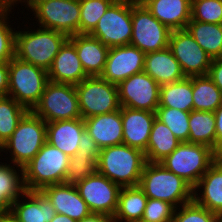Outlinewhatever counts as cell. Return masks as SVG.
Returning a JSON list of instances; mask_svg holds the SVG:
<instances>
[{
	"label": "cell",
	"instance_id": "e0dca14e",
	"mask_svg": "<svg viewBox=\"0 0 222 222\" xmlns=\"http://www.w3.org/2000/svg\"><path fill=\"white\" fill-rule=\"evenodd\" d=\"M41 192L49 199L55 212L80 221L92 214L78 189L71 184H55L44 187Z\"/></svg>",
	"mask_w": 222,
	"mask_h": 222
},
{
	"label": "cell",
	"instance_id": "484cf974",
	"mask_svg": "<svg viewBox=\"0 0 222 222\" xmlns=\"http://www.w3.org/2000/svg\"><path fill=\"white\" fill-rule=\"evenodd\" d=\"M10 164L0 162V222L9 218L12 203L26 191L23 168Z\"/></svg>",
	"mask_w": 222,
	"mask_h": 222
},
{
	"label": "cell",
	"instance_id": "836d02e7",
	"mask_svg": "<svg viewBox=\"0 0 222 222\" xmlns=\"http://www.w3.org/2000/svg\"><path fill=\"white\" fill-rule=\"evenodd\" d=\"M28 110L12 97H0V141L4 144Z\"/></svg>",
	"mask_w": 222,
	"mask_h": 222
},
{
	"label": "cell",
	"instance_id": "4fadbf2b",
	"mask_svg": "<svg viewBox=\"0 0 222 222\" xmlns=\"http://www.w3.org/2000/svg\"><path fill=\"white\" fill-rule=\"evenodd\" d=\"M168 48L179 62L185 77L208 75L213 59L186 29L171 31Z\"/></svg>",
	"mask_w": 222,
	"mask_h": 222
},
{
	"label": "cell",
	"instance_id": "3957f363",
	"mask_svg": "<svg viewBox=\"0 0 222 222\" xmlns=\"http://www.w3.org/2000/svg\"><path fill=\"white\" fill-rule=\"evenodd\" d=\"M139 187L148 198L159 199L175 208L193 200V188L159 162H147Z\"/></svg>",
	"mask_w": 222,
	"mask_h": 222
},
{
	"label": "cell",
	"instance_id": "7402d4cb",
	"mask_svg": "<svg viewBox=\"0 0 222 222\" xmlns=\"http://www.w3.org/2000/svg\"><path fill=\"white\" fill-rule=\"evenodd\" d=\"M193 200L216 214L222 212V161L219 158L193 188Z\"/></svg>",
	"mask_w": 222,
	"mask_h": 222
},
{
	"label": "cell",
	"instance_id": "4316f807",
	"mask_svg": "<svg viewBox=\"0 0 222 222\" xmlns=\"http://www.w3.org/2000/svg\"><path fill=\"white\" fill-rule=\"evenodd\" d=\"M144 72L160 86L185 78L179 62L169 48L145 53Z\"/></svg>",
	"mask_w": 222,
	"mask_h": 222
},
{
	"label": "cell",
	"instance_id": "74e56055",
	"mask_svg": "<svg viewBox=\"0 0 222 222\" xmlns=\"http://www.w3.org/2000/svg\"><path fill=\"white\" fill-rule=\"evenodd\" d=\"M14 8L0 4V62L10 61L15 56V28L9 22ZM10 16V17H8ZM8 19V20H7Z\"/></svg>",
	"mask_w": 222,
	"mask_h": 222
},
{
	"label": "cell",
	"instance_id": "f35d334b",
	"mask_svg": "<svg viewBox=\"0 0 222 222\" xmlns=\"http://www.w3.org/2000/svg\"><path fill=\"white\" fill-rule=\"evenodd\" d=\"M191 20L222 24V0H191Z\"/></svg>",
	"mask_w": 222,
	"mask_h": 222
},
{
	"label": "cell",
	"instance_id": "9a60e30c",
	"mask_svg": "<svg viewBox=\"0 0 222 222\" xmlns=\"http://www.w3.org/2000/svg\"><path fill=\"white\" fill-rule=\"evenodd\" d=\"M117 88L122 107L156 112L160 85L144 71L120 82Z\"/></svg>",
	"mask_w": 222,
	"mask_h": 222
},
{
	"label": "cell",
	"instance_id": "6da1fadb",
	"mask_svg": "<svg viewBox=\"0 0 222 222\" xmlns=\"http://www.w3.org/2000/svg\"><path fill=\"white\" fill-rule=\"evenodd\" d=\"M145 153L126 144L100 149L97 172L120 187L139 186L146 165Z\"/></svg>",
	"mask_w": 222,
	"mask_h": 222
},
{
	"label": "cell",
	"instance_id": "5b68a950",
	"mask_svg": "<svg viewBox=\"0 0 222 222\" xmlns=\"http://www.w3.org/2000/svg\"><path fill=\"white\" fill-rule=\"evenodd\" d=\"M48 71L13 57L9 61L8 95L28 111L38 104L48 83Z\"/></svg>",
	"mask_w": 222,
	"mask_h": 222
},
{
	"label": "cell",
	"instance_id": "8d00e7d4",
	"mask_svg": "<svg viewBox=\"0 0 222 222\" xmlns=\"http://www.w3.org/2000/svg\"><path fill=\"white\" fill-rule=\"evenodd\" d=\"M190 112L175 108L157 107L156 117L162 121L180 142H188Z\"/></svg>",
	"mask_w": 222,
	"mask_h": 222
},
{
	"label": "cell",
	"instance_id": "9f6ffc18",
	"mask_svg": "<svg viewBox=\"0 0 222 222\" xmlns=\"http://www.w3.org/2000/svg\"><path fill=\"white\" fill-rule=\"evenodd\" d=\"M136 222H149V221H146V220L141 219V220L136 221Z\"/></svg>",
	"mask_w": 222,
	"mask_h": 222
},
{
	"label": "cell",
	"instance_id": "52a82bcc",
	"mask_svg": "<svg viewBox=\"0 0 222 222\" xmlns=\"http://www.w3.org/2000/svg\"><path fill=\"white\" fill-rule=\"evenodd\" d=\"M45 142L46 122L32 111H28L19 121L11 137L4 143L2 152L10 153L8 162L11 160L10 163L23 168L40 151Z\"/></svg>",
	"mask_w": 222,
	"mask_h": 222
},
{
	"label": "cell",
	"instance_id": "681fc988",
	"mask_svg": "<svg viewBox=\"0 0 222 222\" xmlns=\"http://www.w3.org/2000/svg\"><path fill=\"white\" fill-rule=\"evenodd\" d=\"M124 1L141 4L144 0H124Z\"/></svg>",
	"mask_w": 222,
	"mask_h": 222
},
{
	"label": "cell",
	"instance_id": "db71d44e",
	"mask_svg": "<svg viewBox=\"0 0 222 222\" xmlns=\"http://www.w3.org/2000/svg\"><path fill=\"white\" fill-rule=\"evenodd\" d=\"M218 158L222 161V151L218 154Z\"/></svg>",
	"mask_w": 222,
	"mask_h": 222
},
{
	"label": "cell",
	"instance_id": "1f68e13d",
	"mask_svg": "<svg viewBox=\"0 0 222 222\" xmlns=\"http://www.w3.org/2000/svg\"><path fill=\"white\" fill-rule=\"evenodd\" d=\"M188 143L202 144L216 152V119L214 112L199 110L190 112Z\"/></svg>",
	"mask_w": 222,
	"mask_h": 222
},
{
	"label": "cell",
	"instance_id": "5bb4252c",
	"mask_svg": "<svg viewBox=\"0 0 222 222\" xmlns=\"http://www.w3.org/2000/svg\"><path fill=\"white\" fill-rule=\"evenodd\" d=\"M75 186L92 213L114 216L121 190L119 185L96 171Z\"/></svg>",
	"mask_w": 222,
	"mask_h": 222
},
{
	"label": "cell",
	"instance_id": "7a4b0ae2",
	"mask_svg": "<svg viewBox=\"0 0 222 222\" xmlns=\"http://www.w3.org/2000/svg\"><path fill=\"white\" fill-rule=\"evenodd\" d=\"M34 26V27H33ZM15 33V57L35 66L49 70L60 47L69 38L66 34L34 24Z\"/></svg>",
	"mask_w": 222,
	"mask_h": 222
},
{
	"label": "cell",
	"instance_id": "f6af8a7d",
	"mask_svg": "<svg viewBox=\"0 0 222 222\" xmlns=\"http://www.w3.org/2000/svg\"><path fill=\"white\" fill-rule=\"evenodd\" d=\"M216 119V153L222 151V104L214 112Z\"/></svg>",
	"mask_w": 222,
	"mask_h": 222
},
{
	"label": "cell",
	"instance_id": "8992f818",
	"mask_svg": "<svg viewBox=\"0 0 222 222\" xmlns=\"http://www.w3.org/2000/svg\"><path fill=\"white\" fill-rule=\"evenodd\" d=\"M217 159L218 154L208 146L181 142L170 155L159 163L194 188Z\"/></svg>",
	"mask_w": 222,
	"mask_h": 222
},
{
	"label": "cell",
	"instance_id": "30bf717a",
	"mask_svg": "<svg viewBox=\"0 0 222 222\" xmlns=\"http://www.w3.org/2000/svg\"><path fill=\"white\" fill-rule=\"evenodd\" d=\"M132 38L130 45L144 53L168 48L171 31L145 5L131 2Z\"/></svg>",
	"mask_w": 222,
	"mask_h": 222
},
{
	"label": "cell",
	"instance_id": "ffe728a7",
	"mask_svg": "<svg viewBox=\"0 0 222 222\" xmlns=\"http://www.w3.org/2000/svg\"><path fill=\"white\" fill-rule=\"evenodd\" d=\"M87 77L89 76L77 55L75 45L67 39L48 70L49 81L76 85Z\"/></svg>",
	"mask_w": 222,
	"mask_h": 222
},
{
	"label": "cell",
	"instance_id": "ac0fdd59",
	"mask_svg": "<svg viewBox=\"0 0 222 222\" xmlns=\"http://www.w3.org/2000/svg\"><path fill=\"white\" fill-rule=\"evenodd\" d=\"M56 212L41 191L26 190L11 206L9 218L13 222H50Z\"/></svg>",
	"mask_w": 222,
	"mask_h": 222
},
{
	"label": "cell",
	"instance_id": "ee69618b",
	"mask_svg": "<svg viewBox=\"0 0 222 222\" xmlns=\"http://www.w3.org/2000/svg\"><path fill=\"white\" fill-rule=\"evenodd\" d=\"M9 61L0 62V97H6L9 90Z\"/></svg>",
	"mask_w": 222,
	"mask_h": 222
},
{
	"label": "cell",
	"instance_id": "816d5d0a",
	"mask_svg": "<svg viewBox=\"0 0 222 222\" xmlns=\"http://www.w3.org/2000/svg\"><path fill=\"white\" fill-rule=\"evenodd\" d=\"M218 222H222V212L218 214Z\"/></svg>",
	"mask_w": 222,
	"mask_h": 222
},
{
	"label": "cell",
	"instance_id": "c3c4849f",
	"mask_svg": "<svg viewBox=\"0 0 222 222\" xmlns=\"http://www.w3.org/2000/svg\"><path fill=\"white\" fill-rule=\"evenodd\" d=\"M50 222H77L70 217L56 213L54 218Z\"/></svg>",
	"mask_w": 222,
	"mask_h": 222
},
{
	"label": "cell",
	"instance_id": "603a6c76",
	"mask_svg": "<svg viewBox=\"0 0 222 222\" xmlns=\"http://www.w3.org/2000/svg\"><path fill=\"white\" fill-rule=\"evenodd\" d=\"M84 131L83 118L52 121L46 123V142L71 157L78 151L80 138Z\"/></svg>",
	"mask_w": 222,
	"mask_h": 222
},
{
	"label": "cell",
	"instance_id": "bcb514c9",
	"mask_svg": "<svg viewBox=\"0 0 222 222\" xmlns=\"http://www.w3.org/2000/svg\"><path fill=\"white\" fill-rule=\"evenodd\" d=\"M46 1L49 0H8L6 4L12 8V6L15 7L17 4L21 3V5L24 4V6H27L25 8L31 9H28V11L31 12L38 4H41Z\"/></svg>",
	"mask_w": 222,
	"mask_h": 222
},
{
	"label": "cell",
	"instance_id": "f5cc1de1",
	"mask_svg": "<svg viewBox=\"0 0 222 222\" xmlns=\"http://www.w3.org/2000/svg\"><path fill=\"white\" fill-rule=\"evenodd\" d=\"M8 0H0V4H6Z\"/></svg>",
	"mask_w": 222,
	"mask_h": 222
},
{
	"label": "cell",
	"instance_id": "e575fe53",
	"mask_svg": "<svg viewBox=\"0 0 222 222\" xmlns=\"http://www.w3.org/2000/svg\"><path fill=\"white\" fill-rule=\"evenodd\" d=\"M116 0H80L79 34H90Z\"/></svg>",
	"mask_w": 222,
	"mask_h": 222
},
{
	"label": "cell",
	"instance_id": "f907efd6",
	"mask_svg": "<svg viewBox=\"0 0 222 222\" xmlns=\"http://www.w3.org/2000/svg\"><path fill=\"white\" fill-rule=\"evenodd\" d=\"M3 147H4V144L0 141V156L1 157H2L1 152L3 151Z\"/></svg>",
	"mask_w": 222,
	"mask_h": 222
},
{
	"label": "cell",
	"instance_id": "44dd1931",
	"mask_svg": "<svg viewBox=\"0 0 222 222\" xmlns=\"http://www.w3.org/2000/svg\"><path fill=\"white\" fill-rule=\"evenodd\" d=\"M85 130L99 149L123 144V124L120 110L85 118Z\"/></svg>",
	"mask_w": 222,
	"mask_h": 222
},
{
	"label": "cell",
	"instance_id": "f546056e",
	"mask_svg": "<svg viewBox=\"0 0 222 222\" xmlns=\"http://www.w3.org/2000/svg\"><path fill=\"white\" fill-rule=\"evenodd\" d=\"M193 111L192 77L160 86L159 106Z\"/></svg>",
	"mask_w": 222,
	"mask_h": 222
},
{
	"label": "cell",
	"instance_id": "ba28073f",
	"mask_svg": "<svg viewBox=\"0 0 222 222\" xmlns=\"http://www.w3.org/2000/svg\"><path fill=\"white\" fill-rule=\"evenodd\" d=\"M32 112L46 123L82 118L75 85L48 81Z\"/></svg>",
	"mask_w": 222,
	"mask_h": 222
},
{
	"label": "cell",
	"instance_id": "d6986e66",
	"mask_svg": "<svg viewBox=\"0 0 222 222\" xmlns=\"http://www.w3.org/2000/svg\"><path fill=\"white\" fill-rule=\"evenodd\" d=\"M123 144L146 152L156 112L121 106Z\"/></svg>",
	"mask_w": 222,
	"mask_h": 222
},
{
	"label": "cell",
	"instance_id": "cb8c5ba5",
	"mask_svg": "<svg viewBox=\"0 0 222 222\" xmlns=\"http://www.w3.org/2000/svg\"><path fill=\"white\" fill-rule=\"evenodd\" d=\"M141 4L170 31L185 29L191 20V0H144Z\"/></svg>",
	"mask_w": 222,
	"mask_h": 222
},
{
	"label": "cell",
	"instance_id": "b9f144b4",
	"mask_svg": "<svg viewBox=\"0 0 222 222\" xmlns=\"http://www.w3.org/2000/svg\"><path fill=\"white\" fill-rule=\"evenodd\" d=\"M78 151H81V154L84 155H98L100 152L97 143L86 130L81 135Z\"/></svg>",
	"mask_w": 222,
	"mask_h": 222
},
{
	"label": "cell",
	"instance_id": "f1b7e54d",
	"mask_svg": "<svg viewBox=\"0 0 222 222\" xmlns=\"http://www.w3.org/2000/svg\"><path fill=\"white\" fill-rule=\"evenodd\" d=\"M148 197L139 186L121 187L117 210L113 216L116 222H136L142 219Z\"/></svg>",
	"mask_w": 222,
	"mask_h": 222
},
{
	"label": "cell",
	"instance_id": "9c48e42d",
	"mask_svg": "<svg viewBox=\"0 0 222 222\" xmlns=\"http://www.w3.org/2000/svg\"><path fill=\"white\" fill-rule=\"evenodd\" d=\"M83 119L120 110L117 85L100 76L87 77L75 85Z\"/></svg>",
	"mask_w": 222,
	"mask_h": 222
},
{
	"label": "cell",
	"instance_id": "d590c367",
	"mask_svg": "<svg viewBox=\"0 0 222 222\" xmlns=\"http://www.w3.org/2000/svg\"><path fill=\"white\" fill-rule=\"evenodd\" d=\"M98 155H84L77 151L69 157V164L64 183L76 185L97 171Z\"/></svg>",
	"mask_w": 222,
	"mask_h": 222
},
{
	"label": "cell",
	"instance_id": "ab89813d",
	"mask_svg": "<svg viewBox=\"0 0 222 222\" xmlns=\"http://www.w3.org/2000/svg\"><path fill=\"white\" fill-rule=\"evenodd\" d=\"M172 222H218V214L192 200L175 209Z\"/></svg>",
	"mask_w": 222,
	"mask_h": 222
},
{
	"label": "cell",
	"instance_id": "277c9868",
	"mask_svg": "<svg viewBox=\"0 0 222 222\" xmlns=\"http://www.w3.org/2000/svg\"><path fill=\"white\" fill-rule=\"evenodd\" d=\"M69 156L48 142L23 167L24 186L28 191H41L44 187L62 184L68 169Z\"/></svg>",
	"mask_w": 222,
	"mask_h": 222
},
{
	"label": "cell",
	"instance_id": "11a10c76",
	"mask_svg": "<svg viewBox=\"0 0 222 222\" xmlns=\"http://www.w3.org/2000/svg\"><path fill=\"white\" fill-rule=\"evenodd\" d=\"M3 222H13L10 218H7L6 220H4Z\"/></svg>",
	"mask_w": 222,
	"mask_h": 222
},
{
	"label": "cell",
	"instance_id": "4dcf8cb0",
	"mask_svg": "<svg viewBox=\"0 0 222 222\" xmlns=\"http://www.w3.org/2000/svg\"><path fill=\"white\" fill-rule=\"evenodd\" d=\"M185 29L212 59L222 57V24L190 20Z\"/></svg>",
	"mask_w": 222,
	"mask_h": 222
},
{
	"label": "cell",
	"instance_id": "7dc6e473",
	"mask_svg": "<svg viewBox=\"0 0 222 222\" xmlns=\"http://www.w3.org/2000/svg\"><path fill=\"white\" fill-rule=\"evenodd\" d=\"M77 222H116V221L111 216L92 213L90 216L83 218Z\"/></svg>",
	"mask_w": 222,
	"mask_h": 222
},
{
	"label": "cell",
	"instance_id": "d4e9b609",
	"mask_svg": "<svg viewBox=\"0 0 222 222\" xmlns=\"http://www.w3.org/2000/svg\"><path fill=\"white\" fill-rule=\"evenodd\" d=\"M76 48L77 55L89 77L100 76L104 70L109 49L90 34H76L68 38Z\"/></svg>",
	"mask_w": 222,
	"mask_h": 222
},
{
	"label": "cell",
	"instance_id": "d6a6232c",
	"mask_svg": "<svg viewBox=\"0 0 222 222\" xmlns=\"http://www.w3.org/2000/svg\"><path fill=\"white\" fill-rule=\"evenodd\" d=\"M193 110L215 112L222 104V92L208 75L192 77Z\"/></svg>",
	"mask_w": 222,
	"mask_h": 222
},
{
	"label": "cell",
	"instance_id": "7c38bea8",
	"mask_svg": "<svg viewBox=\"0 0 222 222\" xmlns=\"http://www.w3.org/2000/svg\"><path fill=\"white\" fill-rule=\"evenodd\" d=\"M37 26L62 32L68 37L79 34L80 0H49L33 10Z\"/></svg>",
	"mask_w": 222,
	"mask_h": 222
},
{
	"label": "cell",
	"instance_id": "83f0119b",
	"mask_svg": "<svg viewBox=\"0 0 222 222\" xmlns=\"http://www.w3.org/2000/svg\"><path fill=\"white\" fill-rule=\"evenodd\" d=\"M180 143L168 126L156 117L151 128L145 152L146 161L160 162L166 156L170 155Z\"/></svg>",
	"mask_w": 222,
	"mask_h": 222
},
{
	"label": "cell",
	"instance_id": "8fae6325",
	"mask_svg": "<svg viewBox=\"0 0 222 222\" xmlns=\"http://www.w3.org/2000/svg\"><path fill=\"white\" fill-rule=\"evenodd\" d=\"M108 48L130 45L132 38L131 2L116 0L90 33Z\"/></svg>",
	"mask_w": 222,
	"mask_h": 222
},
{
	"label": "cell",
	"instance_id": "60d3db41",
	"mask_svg": "<svg viewBox=\"0 0 222 222\" xmlns=\"http://www.w3.org/2000/svg\"><path fill=\"white\" fill-rule=\"evenodd\" d=\"M175 209L168 202L148 198L142 219L149 222H172Z\"/></svg>",
	"mask_w": 222,
	"mask_h": 222
},
{
	"label": "cell",
	"instance_id": "2e32d148",
	"mask_svg": "<svg viewBox=\"0 0 222 222\" xmlns=\"http://www.w3.org/2000/svg\"><path fill=\"white\" fill-rule=\"evenodd\" d=\"M145 53L132 45L111 47L100 77L118 85L130 76L144 71Z\"/></svg>",
	"mask_w": 222,
	"mask_h": 222
},
{
	"label": "cell",
	"instance_id": "7bdbcfd3",
	"mask_svg": "<svg viewBox=\"0 0 222 222\" xmlns=\"http://www.w3.org/2000/svg\"><path fill=\"white\" fill-rule=\"evenodd\" d=\"M208 76L222 92V58H214Z\"/></svg>",
	"mask_w": 222,
	"mask_h": 222
}]
</instances>
